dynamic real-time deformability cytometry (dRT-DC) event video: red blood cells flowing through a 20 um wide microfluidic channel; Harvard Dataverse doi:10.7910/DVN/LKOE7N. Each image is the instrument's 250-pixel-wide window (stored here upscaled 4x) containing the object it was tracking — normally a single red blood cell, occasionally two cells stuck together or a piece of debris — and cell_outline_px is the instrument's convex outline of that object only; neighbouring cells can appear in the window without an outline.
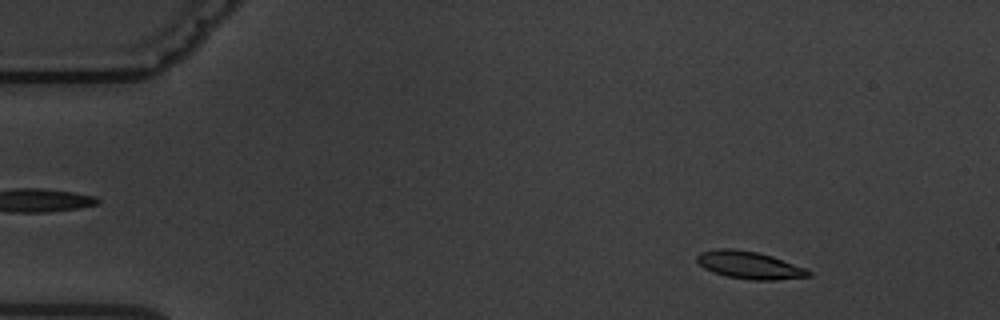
{"species": "common noctule bat (a hibernating species)", "species_latin": "Nyctalus noctula", "temperature_condition": "warm", "stored_images_in_passage": 5, "camera_frame_rate_fps": 3000, "um_per_image_px": 0.085, "animal": {"sex": "male", "body_mass_g": 19.5, "forearm_length_mm": 54.6}, "frame": {"image": 1, "passage_image": 2, "time_ms": 1.333, "image_size_px": [1000, 320], "cell_outline_px": [[812, 276], [776, 280], [752, 280], [728, 276], [712, 272], [704, 268], [696, 260], [696, 256], [700, 252], [720, 248], [736, 248], [756, 252], [772, 256], [804, 268], [812, 272]], "centroid_in_image_um": [63.68, 22.53], "position_along_channel_um": 21.3, "area_um2": 17.8}}